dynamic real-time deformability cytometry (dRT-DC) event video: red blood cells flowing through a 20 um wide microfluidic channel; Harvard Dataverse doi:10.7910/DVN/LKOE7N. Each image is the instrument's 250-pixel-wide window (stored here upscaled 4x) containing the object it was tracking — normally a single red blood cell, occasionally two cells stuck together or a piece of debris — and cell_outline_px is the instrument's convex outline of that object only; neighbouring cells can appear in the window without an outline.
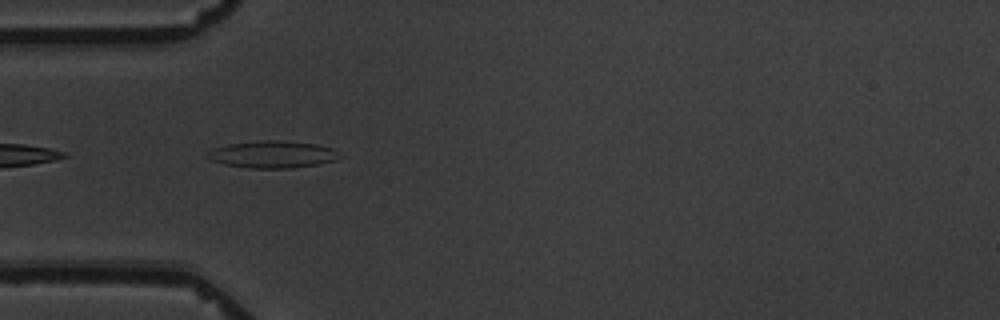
{"species": "common noctule bat (a hibernating species)", "species_latin": "Nyctalus noctula", "temperature_condition": "warm", "stored_images_in_passage": 3, "camera_frame_rate_fps": 3000, "um_per_image_px": 0.085, "animal": {"sex": "male", "body_mass_g": 19.5, "forearm_length_mm": 54.6}, "frame": {"image": 1, "passage_image": 1, "time_ms": 0.0, "image_size_px": [1000, 320], "cell_outline_px": [[344, 156], [336, 160], [316, 164], [292, 168], [248, 168], [224, 164], [212, 160], [204, 156], [212, 148], [228, 144], [264, 140], [280, 140], [316, 144], [332, 148]], "centroid_in_image_um": [23.17, 13.12], "position_along_channel_um": 61.8, "area_um2": 20.92}}
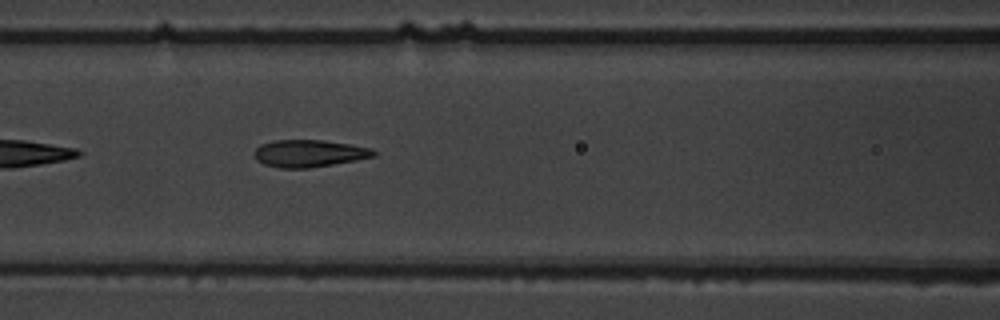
{"frame": {"image": 2, "passage_image": 3, "time_ms": 2.333, "image_size_px": [1000, 320], "cell_outline_px": [[376, 156], [356, 160], [308, 168], [280, 168], [264, 164], [256, 160], [252, 152], [260, 144], [276, 140], [324, 140], [372, 148], [376, 152]], "centroid_in_image_um": [26.24, 13.03], "position_along_channel_um": 140.4, "area_um2": 18.96}}